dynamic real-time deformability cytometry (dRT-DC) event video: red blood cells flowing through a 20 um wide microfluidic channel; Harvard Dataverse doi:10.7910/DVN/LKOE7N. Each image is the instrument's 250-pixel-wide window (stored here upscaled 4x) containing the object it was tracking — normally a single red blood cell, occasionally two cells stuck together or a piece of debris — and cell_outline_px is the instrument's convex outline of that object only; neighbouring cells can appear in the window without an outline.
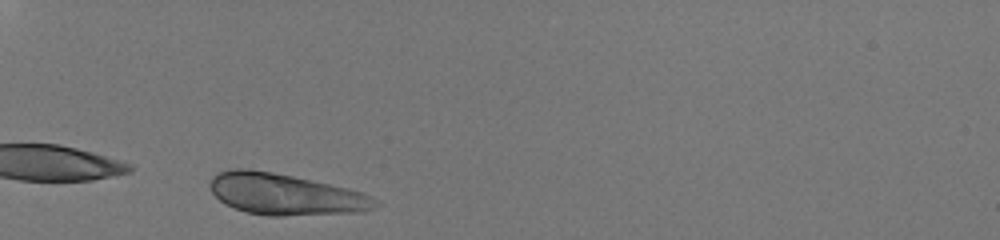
{"species": "human", "species_latin": "Homo sapiens", "temperature_condition": "room temperature", "stored_images_in_passage": 28, "camera_frame_rate_fps": 3000, "um_per_image_px": 0.085, "donor": {"sex": "male"}, "frame": {"image": 1, "passage_image": 1, "time_ms": 0.0, "image_size_px": [1000, 240], "cell_outline_px": [[380, 204], [376, 208], [364, 212], [284, 216], [268, 216], [248, 212], [224, 204], [212, 192], [208, 184], [212, 176], [216, 172], [232, 168], [248, 168], [272, 172], [292, 176], [348, 188], [364, 192], [380, 200]], "centroid_in_image_um": [24.28, 16.52], "position_along_channel_um": 60.7, "area_um2": 40.23}}
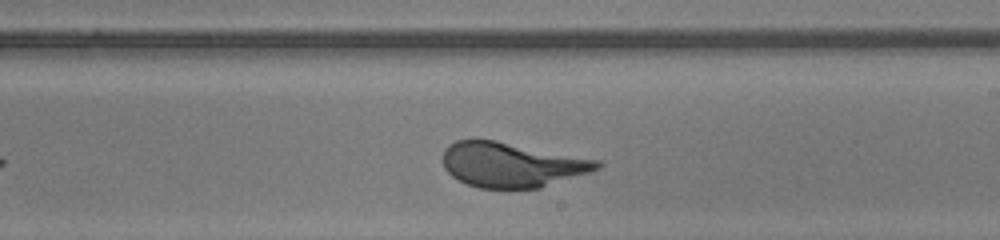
{"frame": {"image": 2, "passage_image": 17, "time_ms": 5.333, "image_size_px": [1000, 240], "cell_outline_px": [[604, 164], [600, 168], [592, 172], [540, 188], [480, 188], [468, 184], [452, 176], [444, 168], [444, 148], [448, 144], [456, 140], [496, 140], [600, 160]], "centroid_in_image_um": [43.54, 14.0], "position_along_channel_um": 245.5, "area_um2": 40.34}}
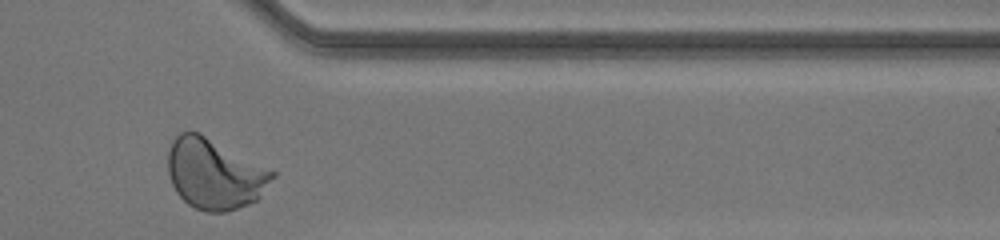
{"frame": {"image": 3, "passage_image": 28, "time_ms": 9.0, "image_size_px": [1000, 240], "cell_outline_px": [[276, 176], [260, 196], [256, 200], [248, 204], [224, 212], [204, 212], [188, 204], [176, 192], [172, 184], [168, 172], [168, 152], [172, 140], [180, 132], [200, 132], [276, 172]], "centroid_in_image_um": [18.23, 14.77], "position_along_channel_um": 393.2, "area_um2": 42.77}, "authors_computed_cell_mechanics": {"area_um2": 40.5178, "velocity_mm_per_s": 4.0586, "shape_relaxation_time_tau1_ms": 3.476, "shape_relaxation_time_tau2_ms": null, "deformation_change_tau1": 0.21, "deformation_change_tau2": null}}